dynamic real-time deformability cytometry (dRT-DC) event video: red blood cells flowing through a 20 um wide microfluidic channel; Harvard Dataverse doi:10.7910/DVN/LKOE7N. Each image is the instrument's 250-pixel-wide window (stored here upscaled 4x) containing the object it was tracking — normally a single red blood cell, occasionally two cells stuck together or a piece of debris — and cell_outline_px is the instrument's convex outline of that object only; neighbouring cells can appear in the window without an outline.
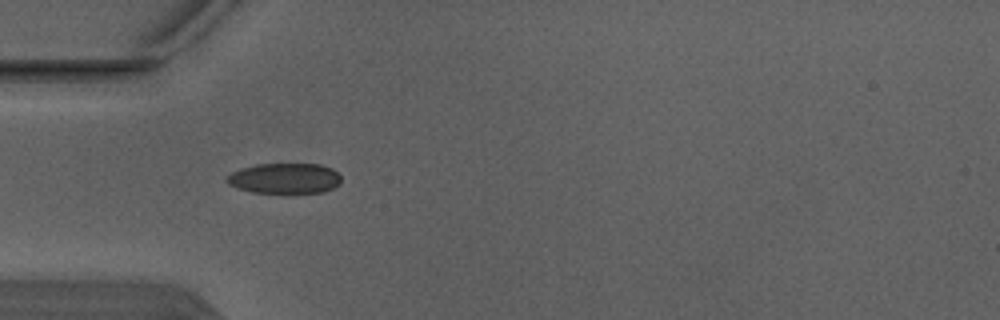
{"species": "Egyptian fruit bat (a non-hibernating species)", "species_latin": "Rousettus aegyptiacus", "temperature_condition": "warm", "stored_images_in_passage": 2, "camera_frame_rate_fps": 3000, "um_per_image_px": 0.085, "animal": {"sex": "male"}, "frame": {"image": 1, "passage_image": 1, "time_ms": 0.0, "image_size_px": [1000, 320], "cell_outline_px": [[340, 184], [324, 192], [252, 192], [236, 188], [228, 184], [224, 180], [232, 172], [240, 168], [256, 164], [320, 164], [332, 168], [340, 176]], "centroid_in_image_um": [24.17, 15.15], "position_along_channel_um": 60.8, "area_um2": 20.23}}
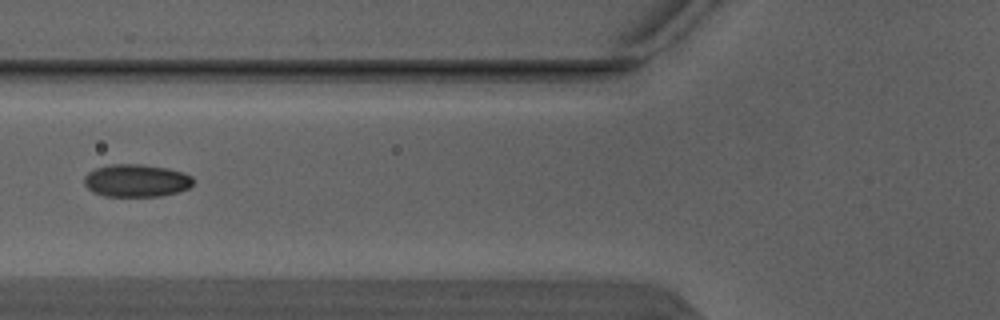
{"frame": {"image": 2, "passage_image": 2, "time_ms": 0.333, "image_size_px": [1000, 320], "cell_outline_px": [[192, 184], [188, 188], [176, 192], [160, 196], [104, 196], [92, 192], [84, 184], [84, 176], [88, 172], [96, 168], [108, 164], [140, 164], [168, 168], [184, 172], [192, 176]], "centroid_in_image_um": [11.56, 15.34], "position_along_channel_um": 114.2, "area_um2": 20.81}}